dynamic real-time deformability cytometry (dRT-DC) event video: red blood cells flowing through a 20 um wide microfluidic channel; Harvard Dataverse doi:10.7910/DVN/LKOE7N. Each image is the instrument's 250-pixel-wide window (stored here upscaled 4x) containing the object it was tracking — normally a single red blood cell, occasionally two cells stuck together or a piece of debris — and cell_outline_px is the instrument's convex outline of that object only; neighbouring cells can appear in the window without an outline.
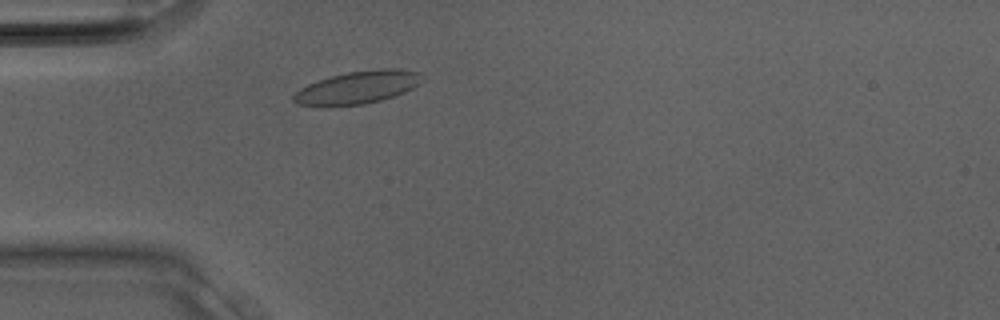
{"species": "Egyptian fruit bat (a non-hibernating species)", "species_latin": "Rousettus aegyptiacus", "temperature_condition": "room temperature", "stored_images_in_passage": 25, "camera_frame_rate_fps": 3000, "um_per_image_px": 0.085, "animal": {"sex": "male"}, "frame": {"image": 1, "passage_image": 4, "time_ms": 1.0, "image_size_px": [1000, 320], "cell_outline_px": [[424, 80], [412, 88], [404, 92], [380, 100], [364, 104], [328, 108], [320, 108], [296, 104], [292, 100], [292, 96], [300, 88], [308, 84], [332, 76], [348, 72], [380, 68], [400, 68], [420, 72], [424, 76]], "centroid_in_image_um": [30.37, 7.45], "position_along_channel_um": 54.6, "area_um2": 25.09}}
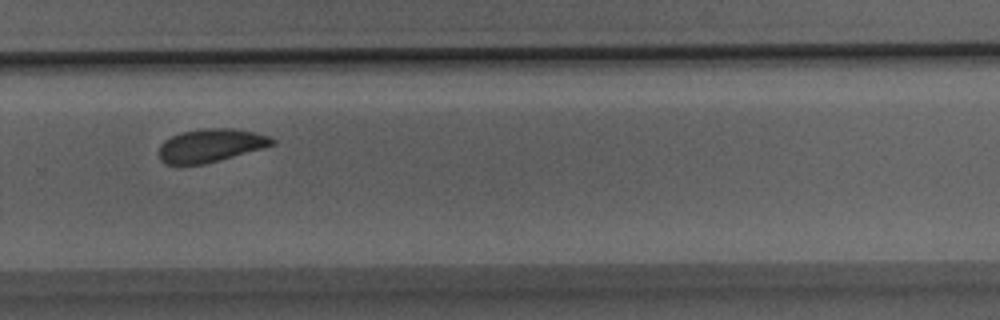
{"frame": {"image": 2, "passage_image": 16, "time_ms": 5.0, "image_size_px": [1000, 320], "cell_outline_px": [[276, 144], [264, 148], [204, 164], [164, 164], [160, 160], [160, 144], [164, 140], [180, 132], [204, 128], [232, 128], [256, 132], [268, 136], [276, 140]], "centroid_in_image_um": [17.92, 12.35], "position_along_channel_um": 311.9, "area_um2": 21.96}}
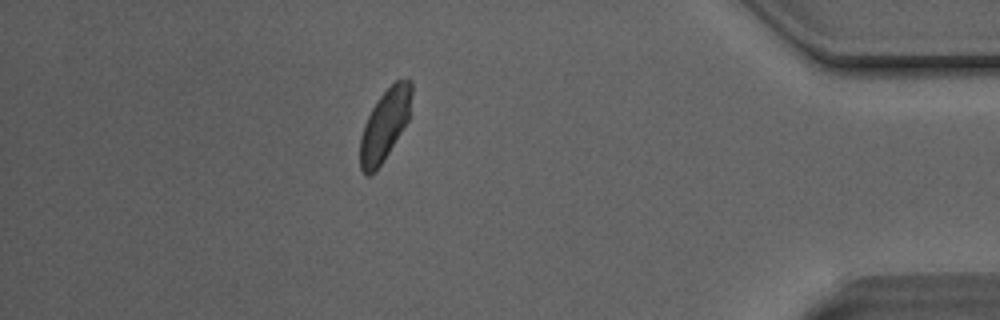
{"frame": {"image": 3, "passage_image": 22, "time_ms": 7.0, "image_size_px": [1000, 320], "cell_outline_px": [[412, 92], [408, 120], [388, 152], [380, 164], [368, 176], [360, 168], [360, 136], [364, 124], [372, 108], [380, 96], [396, 80], [412, 80]], "centroid_in_image_um": [32.7, 10.58], "position_along_channel_um": 402.5, "area_um2": 20.75}}